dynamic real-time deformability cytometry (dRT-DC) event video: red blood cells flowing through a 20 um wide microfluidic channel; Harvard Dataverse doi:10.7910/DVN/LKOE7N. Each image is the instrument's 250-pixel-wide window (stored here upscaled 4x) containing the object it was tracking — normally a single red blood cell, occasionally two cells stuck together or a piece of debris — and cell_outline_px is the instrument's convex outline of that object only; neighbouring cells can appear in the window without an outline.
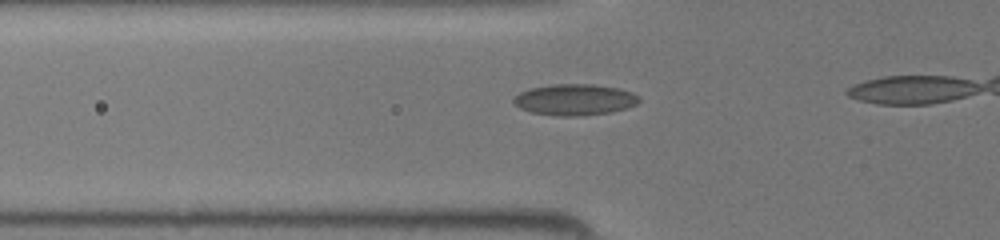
{"species": "common noctule bat (a hibernating species)", "species_latin": "Nyctalus noctula", "temperature_condition": "room temperature", "stored_images_in_passage": 9, "camera_frame_rate_fps": 3000, "um_per_image_px": 0.085, "animal": {"sex": "female", "body_mass_g": 19.5, "forearm_length_mm": 54.1}, "frame": {"image": 1, "passage_image": 4, "time_ms": 1.0, "image_size_px": [1000, 240], "cell_outline_px": [[640, 100], [636, 104], [612, 112], [580, 116], [560, 116], [532, 112], [520, 108], [512, 100], [520, 92], [528, 88], [556, 84], [592, 84], [620, 88], [632, 92], [640, 96]], "centroid_in_image_um": [48.87, 8.46], "position_along_channel_um": 76.9, "area_um2": 22.77}}
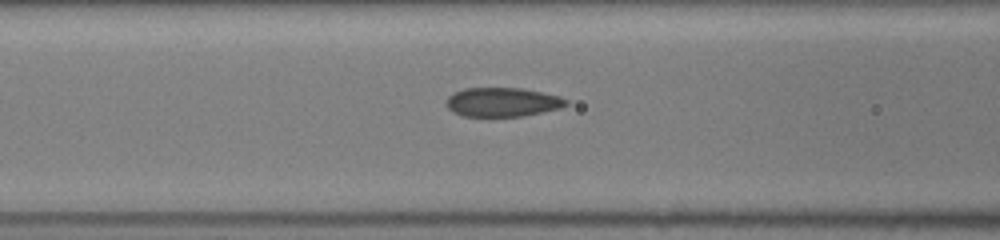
{"frame": {"image": 2, "passage_image": 7, "time_ms": 2.0, "image_size_px": [1000, 240], "cell_outline_px": [[568, 104], [560, 108], [520, 116], [464, 116], [452, 112], [444, 104], [444, 100], [452, 92], [464, 88], [524, 88], [560, 96], [568, 100]], "centroid_in_image_um": [42.65, 8.66], "position_along_channel_um": 123.9, "area_um2": 20.46}}